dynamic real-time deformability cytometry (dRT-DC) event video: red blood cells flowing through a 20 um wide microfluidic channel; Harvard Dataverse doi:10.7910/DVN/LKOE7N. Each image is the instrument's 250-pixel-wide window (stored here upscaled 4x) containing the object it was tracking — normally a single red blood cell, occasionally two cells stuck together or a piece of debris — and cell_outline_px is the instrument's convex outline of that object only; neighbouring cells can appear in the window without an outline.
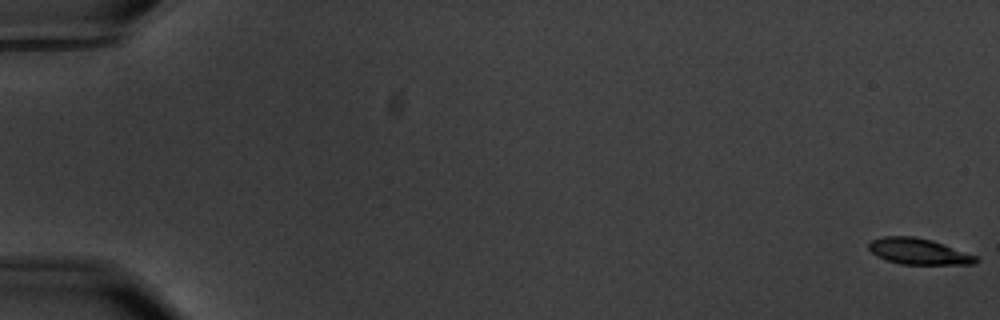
{"species": "common noctule bat (a hibernating species)", "species_latin": "Nyctalus noctula", "temperature_condition": "warm", "stored_images_in_passage": 18, "camera_frame_rate_fps": 3000, "um_per_image_px": 0.085, "animal": {"sex": "male", "body_mass_g": 20.1, "forearm_length_mm": 53.5}, "frame": {"image": 1, "passage_image": 1, "time_ms": 0.0, "image_size_px": [1000, 320], "cell_outline_px": [[980, 260], [976, 264], [900, 264], [876, 256], [868, 248], [868, 244], [872, 240], [884, 236], [912, 236], [932, 240], [976, 256]], "centroid_in_image_um": [78.07, 21.37], "position_along_channel_um": 6.9, "area_um2": 16.13}}